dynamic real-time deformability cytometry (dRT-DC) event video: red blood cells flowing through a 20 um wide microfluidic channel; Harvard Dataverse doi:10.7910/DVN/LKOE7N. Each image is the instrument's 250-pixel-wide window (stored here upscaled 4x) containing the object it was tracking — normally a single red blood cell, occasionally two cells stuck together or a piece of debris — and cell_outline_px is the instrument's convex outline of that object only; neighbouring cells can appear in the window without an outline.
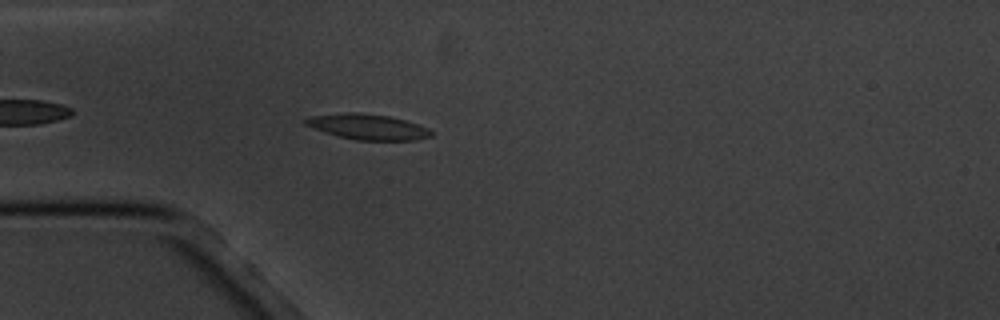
{"species": "common noctule bat (a hibernating species)", "species_latin": "Nyctalus noctula", "temperature_condition": "cold", "stored_images_in_passage": 5, "camera_frame_rate_fps": 3000, "um_per_image_px": 0.085, "animal": {"sex": "male", "body_mass_g": 20.1, "forearm_length_mm": 53.5}, "frame": {"image": 1, "passage_image": 5, "time_ms": 4.667, "image_size_px": [1000, 320], "cell_outline_px": [[432, 136], [416, 140], [356, 140], [340, 136], [304, 124], [304, 120], [312, 116], [348, 112], [356, 112], [388, 116], [404, 120], [428, 128], [432, 132]], "centroid_in_image_um": [31.3, 10.78], "position_along_channel_um": 53.7, "area_um2": 18.21}}